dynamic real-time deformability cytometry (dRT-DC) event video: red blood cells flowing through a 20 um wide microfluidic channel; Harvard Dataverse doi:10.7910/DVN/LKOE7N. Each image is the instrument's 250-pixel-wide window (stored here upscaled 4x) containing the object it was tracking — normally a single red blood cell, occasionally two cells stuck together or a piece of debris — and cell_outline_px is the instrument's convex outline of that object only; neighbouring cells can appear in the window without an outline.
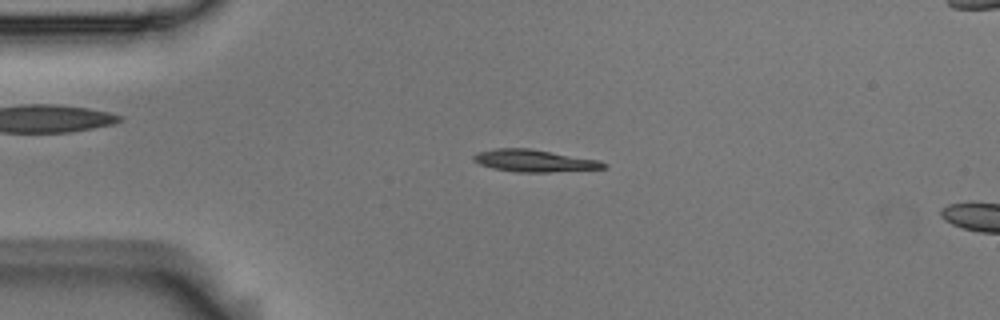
{"species": "Egyptian fruit bat (a non-hibernating species)", "species_latin": "Rousettus aegyptiacus", "temperature_condition": "room temperature", "stored_images_in_passage": 3, "camera_frame_rate_fps": 3000, "um_per_image_px": 0.085, "animal": {"sex": "male"}, "frame": {"image": 1, "passage_image": 2, "time_ms": 0.333, "image_size_px": [1000, 320], "cell_outline_px": [[608, 168], [548, 172], [516, 172], [492, 168], [480, 164], [472, 160], [472, 156], [480, 152], [496, 148], [528, 148], [600, 160], [608, 164]], "centroid_in_image_um": [45.44, 13.67], "position_along_channel_um": 39.6, "area_um2": 16.76}}